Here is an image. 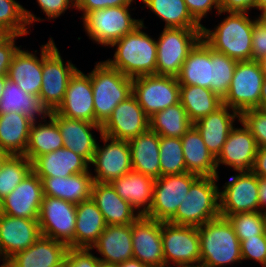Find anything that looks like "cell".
Returning <instances> with one entry per match:
<instances>
[{
  "label": "cell",
  "instance_id": "6da1fadb",
  "mask_svg": "<svg viewBox=\"0 0 266 267\" xmlns=\"http://www.w3.org/2000/svg\"><path fill=\"white\" fill-rule=\"evenodd\" d=\"M141 18V24L132 32L112 43V58L104 60L109 66L119 70L133 79L140 76L156 74L157 43L156 37L150 35L148 27Z\"/></svg>",
  "mask_w": 266,
  "mask_h": 267
},
{
  "label": "cell",
  "instance_id": "7a4b0ae2",
  "mask_svg": "<svg viewBox=\"0 0 266 267\" xmlns=\"http://www.w3.org/2000/svg\"><path fill=\"white\" fill-rule=\"evenodd\" d=\"M226 14V15H225ZM217 25L202 27V39L215 51L236 61L251 60L252 30L257 21L256 14L220 11ZM220 16H223L220 18ZM220 18V22L218 20ZM223 18V19H222Z\"/></svg>",
  "mask_w": 266,
  "mask_h": 267
},
{
  "label": "cell",
  "instance_id": "3957f363",
  "mask_svg": "<svg viewBox=\"0 0 266 267\" xmlns=\"http://www.w3.org/2000/svg\"><path fill=\"white\" fill-rule=\"evenodd\" d=\"M200 267L242 266L240 240L226 218L218 217L198 227Z\"/></svg>",
  "mask_w": 266,
  "mask_h": 267
},
{
  "label": "cell",
  "instance_id": "277c9868",
  "mask_svg": "<svg viewBox=\"0 0 266 267\" xmlns=\"http://www.w3.org/2000/svg\"><path fill=\"white\" fill-rule=\"evenodd\" d=\"M136 8L133 5H125L87 12L80 19L82 31L94 44L107 49L141 24L139 16L133 17L135 13L132 11L135 12Z\"/></svg>",
  "mask_w": 266,
  "mask_h": 267
},
{
  "label": "cell",
  "instance_id": "5b68a950",
  "mask_svg": "<svg viewBox=\"0 0 266 267\" xmlns=\"http://www.w3.org/2000/svg\"><path fill=\"white\" fill-rule=\"evenodd\" d=\"M219 180L220 176L198 177L168 222L199 227L220 217Z\"/></svg>",
  "mask_w": 266,
  "mask_h": 267
},
{
  "label": "cell",
  "instance_id": "8992f818",
  "mask_svg": "<svg viewBox=\"0 0 266 267\" xmlns=\"http://www.w3.org/2000/svg\"><path fill=\"white\" fill-rule=\"evenodd\" d=\"M94 64L88 74L93 90L95 124L102 126L114 108L132 95V79L102 59Z\"/></svg>",
  "mask_w": 266,
  "mask_h": 267
},
{
  "label": "cell",
  "instance_id": "52a82bcc",
  "mask_svg": "<svg viewBox=\"0 0 266 267\" xmlns=\"http://www.w3.org/2000/svg\"><path fill=\"white\" fill-rule=\"evenodd\" d=\"M55 43L50 35L47 42L42 44V85L39 97L50 112L56 111L62 104L69 80L79 69L72 63V59H63Z\"/></svg>",
  "mask_w": 266,
  "mask_h": 267
},
{
  "label": "cell",
  "instance_id": "ba28073f",
  "mask_svg": "<svg viewBox=\"0 0 266 267\" xmlns=\"http://www.w3.org/2000/svg\"><path fill=\"white\" fill-rule=\"evenodd\" d=\"M158 34L156 74L177 77L190 50L202 38V28H163Z\"/></svg>",
  "mask_w": 266,
  "mask_h": 267
},
{
  "label": "cell",
  "instance_id": "9c48e42d",
  "mask_svg": "<svg viewBox=\"0 0 266 267\" xmlns=\"http://www.w3.org/2000/svg\"><path fill=\"white\" fill-rule=\"evenodd\" d=\"M161 240L166 267H200L198 227L161 222Z\"/></svg>",
  "mask_w": 266,
  "mask_h": 267
},
{
  "label": "cell",
  "instance_id": "30bf717a",
  "mask_svg": "<svg viewBox=\"0 0 266 267\" xmlns=\"http://www.w3.org/2000/svg\"><path fill=\"white\" fill-rule=\"evenodd\" d=\"M233 174L219 187L220 216L260 211L259 177L252 171Z\"/></svg>",
  "mask_w": 266,
  "mask_h": 267
},
{
  "label": "cell",
  "instance_id": "8fae6325",
  "mask_svg": "<svg viewBox=\"0 0 266 267\" xmlns=\"http://www.w3.org/2000/svg\"><path fill=\"white\" fill-rule=\"evenodd\" d=\"M265 75L259 61H238L223 105L241 113L259 108L261 87Z\"/></svg>",
  "mask_w": 266,
  "mask_h": 267
},
{
  "label": "cell",
  "instance_id": "7c38bea8",
  "mask_svg": "<svg viewBox=\"0 0 266 267\" xmlns=\"http://www.w3.org/2000/svg\"><path fill=\"white\" fill-rule=\"evenodd\" d=\"M98 141L92 162L89 164L95 182L110 183L132 171L128 141L112 139L105 135H101Z\"/></svg>",
  "mask_w": 266,
  "mask_h": 267
},
{
  "label": "cell",
  "instance_id": "4fadbf2b",
  "mask_svg": "<svg viewBox=\"0 0 266 267\" xmlns=\"http://www.w3.org/2000/svg\"><path fill=\"white\" fill-rule=\"evenodd\" d=\"M132 94L150 118L155 113L180 102L177 77L147 75L132 79Z\"/></svg>",
  "mask_w": 266,
  "mask_h": 267
},
{
  "label": "cell",
  "instance_id": "5bb4252c",
  "mask_svg": "<svg viewBox=\"0 0 266 267\" xmlns=\"http://www.w3.org/2000/svg\"><path fill=\"white\" fill-rule=\"evenodd\" d=\"M38 223L42 236L75 248L76 204L44 196Z\"/></svg>",
  "mask_w": 266,
  "mask_h": 267
},
{
  "label": "cell",
  "instance_id": "9a60e30c",
  "mask_svg": "<svg viewBox=\"0 0 266 267\" xmlns=\"http://www.w3.org/2000/svg\"><path fill=\"white\" fill-rule=\"evenodd\" d=\"M198 177L185 172L155 179L152 205L145 216L160 222H168L175 215L192 183Z\"/></svg>",
  "mask_w": 266,
  "mask_h": 267
},
{
  "label": "cell",
  "instance_id": "2e32d148",
  "mask_svg": "<svg viewBox=\"0 0 266 267\" xmlns=\"http://www.w3.org/2000/svg\"><path fill=\"white\" fill-rule=\"evenodd\" d=\"M258 145L246 126L239 121L229 133L221 152L216 157L217 171L225 166L228 171H252Z\"/></svg>",
  "mask_w": 266,
  "mask_h": 267
},
{
  "label": "cell",
  "instance_id": "e0dca14e",
  "mask_svg": "<svg viewBox=\"0 0 266 267\" xmlns=\"http://www.w3.org/2000/svg\"><path fill=\"white\" fill-rule=\"evenodd\" d=\"M101 127L103 135L129 141L149 129V117L132 94L114 108L112 115Z\"/></svg>",
  "mask_w": 266,
  "mask_h": 267
},
{
  "label": "cell",
  "instance_id": "ac0fdd59",
  "mask_svg": "<svg viewBox=\"0 0 266 267\" xmlns=\"http://www.w3.org/2000/svg\"><path fill=\"white\" fill-rule=\"evenodd\" d=\"M41 235L37 219L0 213V262L5 264L15 254L34 244Z\"/></svg>",
  "mask_w": 266,
  "mask_h": 267
},
{
  "label": "cell",
  "instance_id": "d6986e66",
  "mask_svg": "<svg viewBox=\"0 0 266 267\" xmlns=\"http://www.w3.org/2000/svg\"><path fill=\"white\" fill-rule=\"evenodd\" d=\"M50 117L59 127L64 147L80 155L90 164L97 147V140L103 135L101 125L63 117L56 111H52Z\"/></svg>",
  "mask_w": 266,
  "mask_h": 267
},
{
  "label": "cell",
  "instance_id": "ffe728a7",
  "mask_svg": "<svg viewBox=\"0 0 266 267\" xmlns=\"http://www.w3.org/2000/svg\"><path fill=\"white\" fill-rule=\"evenodd\" d=\"M133 258L148 267H166L161 240V222L140 216L132 223Z\"/></svg>",
  "mask_w": 266,
  "mask_h": 267
},
{
  "label": "cell",
  "instance_id": "44dd1931",
  "mask_svg": "<svg viewBox=\"0 0 266 267\" xmlns=\"http://www.w3.org/2000/svg\"><path fill=\"white\" fill-rule=\"evenodd\" d=\"M42 180L31 171L1 202V213L13 217L39 219L43 200Z\"/></svg>",
  "mask_w": 266,
  "mask_h": 267
},
{
  "label": "cell",
  "instance_id": "7402d4cb",
  "mask_svg": "<svg viewBox=\"0 0 266 267\" xmlns=\"http://www.w3.org/2000/svg\"><path fill=\"white\" fill-rule=\"evenodd\" d=\"M56 112L63 117L95 123L91 77L78 69L70 78L64 101Z\"/></svg>",
  "mask_w": 266,
  "mask_h": 267
},
{
  "label": "cell",
  "instance_id": "603a6c76",
  "mask_svg": "<svg viewBox=\"0 0 266 267\" xmlns=\"http://www.w3.org/2000/svg\"><path fill=\"white\" fill-rule=\"evenodd\" d=\"M240 121V113L226 105L200 118L193 126L199 131L208 150L216 158L231 130Z\"/></svg>",
  "mask_w": 266,
  "mask_h": 267
},
{
  "label": "cell",
  "instance_id": "cb8c5ba5",
  "mask_svg": "<svg viewBox=\"0 0 266 267\" xmlns=\"http://www.w3.org/2000/svg\"><path fill=\"white\" fill-rule=\"evenodd\" d=\"M68 248L62 242L41 235L29 248L11 257L5 267H61Z\"/></svg>",
  "mask_w": 266,
  "mask_h": 267
},
{
  "label": "cell",
  "instance_id": "d4e9b609",
  "mask_svg": "<svg viewBox=\"0 0 266 267\" xmlns=\"http://www.w3.org/2000/svg\"><path fill=\"white\" fill-rule=\"evenodd\" d=\"M39 49L31 51L21 46L12 58L7 74L22 90L35 96H39L42 85V44Z\"/></svg>",
  "mask_w": 266,
  "mask_h": 267
},
{
  "label": "cell",
  "instance_id": "484cf974",
  "mask_svg": "<svg viewBox=\"0 0 266 267\" xmlns=\"http://www.w3.org/2000/svg\"><path fill=\"white\" fill-rule=\"evenodd\" d=\"M91 250H96L94 253L99 260L111 264L132 259V224L107 225Z\"/></svg>",
  "mask_w": 266,
  "mask_h": 267
},
{
  "label": "cell",
  "instance_id": "4316f807",
  "mask_svg": "<svg viewBox=\"0 0 266 267\" xmlns=\"http://www.w3.org/2000/svg\"><path fill=\"white\" fill-rule=\"evenodd\" d=\"M116 193L127 201L140 216H145L151 208L155 179L136 171L110 182Z\"/></svg>",
  "mask_w": 266,
  "mask_h": 267
},
{
  "label": "cell",
  "instance_id": "83f0119b",
  "mask_svg": "<svg viewBox=\"0 0 266 267\" xmlns=\"http://www.w3.org/2000/svg\"><path fill=\"white\" fill-rule=\"evenodd\" d=\"M92 200L104 216L107 225H128L140 215L127 201L122 199L110 183H93Z\"/></svg>",
  "mask_w": 266,
  "mask_h": 267
},
{
  "label": "cell",
  "instance_id": "f1b7e54d",
  "mask_svg": "<svg viewBox=\"0 0 266 267\" xmlns=\"http://www.w3.org/2000/svg\"><path fill=\"white\" fill-rule=\"evenodd\" d=\"M89 170V163L72 150L62 147L32 161V171L38 177H68Z\"/></svg>",
  "mask_w": 266,
  "mask_h": 267
},
{
  "label": "cell",
  "instance_id": "f546056e",
  "mask_svg": "<svg viewBox=\"0 0 266 267\" xmlns=\"http://www.w3.org/2000/svg\"><path fill=\"white\" fill-rule=\"evenodd\" d=\"M42 180L43 194L53 198L79 204L89 200L94 183L90 169L87 172L68 177H39Z\"/></svg>",
  "mask_w": 266,
  "mask_h": 267
},
{
  "label": "cell",
  "instance_id": "4dcf8cb0",
  "mask_svg": "<svg viewBox=\"0 0 266 267\" xmlns=\"http://www.w3.org/2000/svg\"><path fill=\"white\" fill-rule=\"evenodd\" d=\"M10 112L22 113L33 122L44 121L51 113L39 96L26 93L8 78L0 98V114Z\"/></svg>",
  "mask_w": 266,
  "mask_h": 267
},
{
  "label": "cell",
  "instance_id": "1f68e13d",
  "mask_svg": "<svg viewBox=\"0 0 266 267\" xmlns=\"http://www.w3.org/2000/svg\"><path fill=\"white\" fill-rule=\"evenodd\" d=\"M187 172L199 177H218L216 158L208 150L199 131L192 125L181 137Z\"/></svg>",
  "mask_w": 266,
  "mask_h": 267
},
{
  "label": "cell",
  "instance_id": "d6a6232c",
  "mask_svg": "<svg viewBox=\"0 0 266 267\" xmlns=\"http://www.w3.org/2000/svg\"><path fill=\"white\" fill-rule=\"evenodd\" d=\"M132 170L157 179L161 176L160 136L150 128L128 141Z\"/></svg>",
  "mask_w": 266,
  "mask_h": 267
},
{
  "label": "cell",
  "instance_id": "836d02e7",
  "mask_svg": "<svg viewBox=\"0 0 266 267\" xmlns=\"http://www.w3.org/2000/svg\"><path fill=\"white\" fill-rule=\"evenodd\" d=\"M180 85L210 89L211 47L201 38L190 50L177 76Z\"/></svg>",
  "mask_w": 266,
  "mask_h": 267
},
{
  "label": "cell",
  "instance_id": "e575fe53",
  "mask_svg": "<svg viewBox=\"0 0 266 267\" xmlns=\"http://www.w3.org/2000/svg\"><path fill=\"white\" fill-rule=\"evenodd\" d=\"M106 226L104 216L92 198L76 204L75 248L91 249Z\"/></svg>",
  "mask_w": 266,
  "mask_h": 267
},
{
  "label": "cell",
  "instance_id": "d590c367",
  "mask_svg": "<svg viewBox=\"0 0 266 267\" xmlns=\"http://www.w3.org/2000/svg\"><path fill=\"white\" fill-rule=\"evenodd\" d=\"M32 123L22 113L0 114V148L24 156Z\"/></svg>",
  "mask_w": 266,
  "mask_h": 267
},
{
  "label": "cell",
  "instance_id": "8d00e7d4",
  "mask_svg": "<svg viewBox=\"0 0 266 267\" xmlns=\"http://www.w3.org/2000/svg\"><path fill=\"white\" fill-rule=\"evenodd\" d=\"M62 147H64V142L59 127L49 116L44 121L32 123L24 156L32 162L36 157Z\"/></svg>",
  "mask_w": 266,
  "mask_h": 267
},
{
  "label": "cell",
  "instance_id": "74e56055",
  "mask_svg": "<svg viewBox=\"0 0 266 267\" xmlns=\"http://www.w3.org/2000/svg\"><path fill=\"white\" fill-rule=\"evenodd\" d=\"M142 10L148 9L156 18L164 22V28H202L189 13L184 0H139Z\"/></svg>",
  "mask_w": 266,
  "mask_h": 267
},
{
  "label": "cell",
  "instance_id": "f35d334b",
  "mask_svg": "<svg viewBox=\"0 0 266 267\" xmlns=\"http://www.w3.org/2000/svg\"><path fill=\"white\" fill-rule=\"evenodd\" d=\"M179 99L193 124L223 105V99L201 86L180 85Z\"/></svg>",
  "mask_w": 266,
  "mask_h": 267
},
{
  "label": "cell",
  "instance_id": "ab89813d",
  "mask_svg": "<svg viewBox=\"0 0 266 267\" xmlns=\"http://www.w3.org/2000/svg\"><path fill=\"white\" fill-rule=\"evenodd\" d=\"M192 125L180 102L149 118V128L161 137L181 138Z\"/></svg>",
  "mask_w": 266,
  "mask_h": 267
},
{
  "label": "cell",
  "instance_id": "60d3db41",
  "mask_svg": "<svg viewBox=\"0 0 266 267\" xmlns=\"http://www.w3.org/2000/svg\"><path fill=\"white\" fill-rule=\"evenodd\" d=\"M32 171V162L23 155H10L0 169V201Z\"/></svg>",
  "mask_w": 266,
  "mask_h": 267
},
{
  "label": "cell",
  "instance_id": "b9f144b4",
  "mask_svg": "<svg viewBox=\"0 0 266 267\" xmlns=\"http://www.w3.org/2000/svg\"><path fill=\"white\" fill-rule=\"evenodd\" d=\"M237 62L235 59L211 48L210 90L221 99H224L228 93Z\"/></svg>",
  "mask_w": 266,
  "mask_h": 267
},
{
  "label": "cell",
  "instance_id": "7bdbcfd3",
  "mask_svg": "<svg viewBox=\"0 0 266 267\" xmlns=\"http://www.w3.org/2000/svg\"><path fill=\"white\" fill-rule=\"evenodd\" d=\"M159 154L161 176L187 172L181 138L160 136Z\"/></svg>",
  "mask_w": 266,
  "mask_h": 267
},
{
  "label": "cell",
  "instance_id": "ee69618b",
  "mask_svg": "<svg viewBox=\"0 0 266 267\" xmlns=\"http://www.w3.org/2000/svg\"><path fill=\"white\" fill-rule=\"evenodd\" d=\"M0 25L13 35L27 37L33 33L25 16V7L17 0H0Z\"/></svg>",
  "mask_w": 266,
  "mask_h": 267
},
{
  "label": "cell",
  "instance_id": "f6af8a7d",
  "mask_svg": "<svg viewBox=\"0 0 266 267\" xmlns=\"http://www.w3.org/2000/svg\"><path fill=\"white\" fill-rule=\"evenodd\" d=\"M240 242L255 235H266V213L244 212L227 216Z\"/></svg>",
  "mask_w": 266,
  "mask_h": 267
},
{
  "label": "cell",
  "instance_id": "bcb514c9",
  "mask_svg": "<svg viewBox=\"0 0 266 267\" xmlns=\"http://www.w3.org/2000/svg\"><path fill=\"white\" fill-rule=\"evenodd\" d=\"M36 5L40 8V13L43 12L45 18L37 16L32 10L25 7V16L30 28H35V24L45 21L54 22L56 19H61L66 12L75 10V0H35ZM61 16V17H60Z\"/></svg>",
  "mask_w": 266,
  "mask_h": 267
},
{
  "label": "cell",
  "instance_id": "7dc6e473",
  "mask_svg": "<svg viewBox=\"0 0 266 267\" xmlns=\"http://www.w3.org/2000/svg\"><path fill=\"white\" fill-rule=\"evenodd\" d=\"M240 121L254 136L258 147H266V110L252 108L240 113Z\"/></svg>",
  "mask_w": 266,
  "mask_h": 267
},
{
  "label": "cell",
  "instance_id": "c3c4849f",
  "mask_svg": "<svg viewBox=\"0 0 266 267\" xmlns=\"http://www.w3.org/2000/svg\"><path fill=\"white\" fill-rule=\"evenodd\" d=\"M242 261L266 267V235H255L240 242ZM256 263V264H255Z\"/></svg>",
  "mask_w": 266,
  "mask_h": 267
},
{
  "label": "cell",
  "instance_id": "681fc988",
  "mask_svg": "<svg viewBox=\"0 0 266 267\" xmlns=\"http://www.w3.org/2000/svg\"><path fill=\"white\" fill-rule=\"evenodd\" d=\"M187 6V9L191 16L203 26L204 22H207L204 19H209V15L213 12L216 16L220 11V0H184ZM210 13V14H209ZM204 18V19H203Z\"/></svg>",
  "mask_w": 266,
  "mask_h": 267
},
{
  "label": "cell",
  "instance_id": "f907efd6",
  "mask_svg": "<svg viewBox=\"0 0 266 267\" xmlns=\"http://www.w3.org/2000/svg\"><path fill=\"white\" fill-rule=\"evenodd\" d=\"M98 260L91 249L69 247L61 267H95Z\"/></svg>",
  "mask_w": 266,
  "mask_h": 267
},
{
  "label": "cell",
  "instance_id": "816d5d0a",
  "mask_svg": "<svg viewBox=\"0 0 266 267\" xmlns=\"http://www.w3.org/2000/svg\"><path fill=\"white\" fill-rule=\"evenodd\" d=\"M139 3V0H75V12H80L81 19L87 12L103 9L107 7L134 5Z\"/></svg>",
  "mask_w": 266,
  "mask_h": 267
},
{
  "label": "cell",
  "instance_id": "f5cc1de1",
  "mask_svg": "<svg viewBox=\"0 0 266 267\" xmlns=\"http://www.w3.org/2000/svg\"><path fill=\"white\" fill-rule=\"evenodd\" d=\"M25 36L12 35L4 44L0 46V76L7 75L12 58L17 50L23 45H17V41Z\"/></svg>",
  "mask_w": 266,
  "mask_h": 267
},
{
  "label": "cell",
  "instance_id": "db71d44e",
  "mask_svg": "<svg viewBox=\"0 0 266 267\" xmlns=\"http://www.w3.org/2000/svg\"><path fill=\"white\" fill-rule=\"evenodd\" d=\"M266 57V28L256 21L252 30L251 60L261 61Z\"/></svg>",
  "mask_w": 266,
  "mask_h": 267
},
{
  "label": "cell",
  "instance_id": "11a10c76",
  "mask_svg": "<svg viewBox=\"0 0 266 267\" xmlns=\"http://www.w3.org/2000/svg\"><path fill=\"white\" fill-rule=\"evenodd\" d=\"M220 9L225 12H245L255 14L256 0H220Z\"/></svg>",
  "mask_w": 266,
  "mask_h": 267
},
{
  "label": "cell",
  "instance_id": "9f6ffc18",
  "mask_svg": "<svg viewBox=\"0 0 266 267\" xmlns=\"http://www.w3.org/2000/svg\"><path fill=\"white\" fill-rule=\"evenodd\" d=\"M252 172L259 178H266V147H258Z\"/></svg>",
  "mask_w": 266,
  "mask_h": 267
},
{
  "label": "cell",
  "instance_id": "6f0895ef",
  "mask_svg": "<svg viewBox=\"0 0 266 267\" xmlns=\"http://www.w3.org/2000/svg\"><path fill=\"white\" fill-rule=\"evenodd\" d=\"M260 211L266 213V178H259Z\"/></svg>",
  "mask_w": 266,
  "mask_h": 267
},
{
  "label": "cell",
  "instance_id": "680465c9",
  "mask_svg": "<svg viewBox=\"0 0 266 267\" xmlns=\"http://www.w3.org/2000/svg\"><path fill=\"white\" fill-rule=\"evenodd\" d=\"M117 267H148V266L144 265L139 260L132 258L123 263L117 264Z\"/></svg>",
  "mask_w": 266,
  "mask_h": 267
},
{
  "label": "cell",
  "instance_id": "91938a15",
  "mask_svg": "<svg viewBox=\"0 0 266 267\" xmlns=\"http://www.w3.org/2000/svg\"><path fill=\"white\" fill-rule=\"evenodd\" d=\"M259 108L266 110V77L264 78L263 84L261 87V96H260Z\"/></svg>",
  "mask_w": 266,
  "mask_h": 267
},
{
  "label": "cell",
  "instance_id": "94428289",
  "mask_svg": "<svg viewBox=\"0 0 266 267\" xmlns=\"http://www.w3.org/2000/svg\"><path fill=\"white\" fill-rule=\"evenodd\" d=\"M12 35L13 34L8 29L0 25V46L4 44Z\"/></svg>",
  "mask_w": 266,
  "mask_h": 267
},
{
  "label": "cell",
  "instance_id": "6125c7cd",
  "mask_svg": "<svg viewBox=\"0 0 266 267\" xmlns=\"http://www.w3.org/2000/svg\"><path fill=\"white\" fill-rule=\"evenodd\" d=\"M256 18H257V21L266 28V9L257 12Z\"/></svg>",
  "mask_w": 266,
  "mask_h": 267
},
{
  "label": "cell",
  "instance_id": "be15d7a7",
  "mask_svg": "<svg viewBox=\"0 0 266 267\" xmlns=\"http://www.w3.org/2000/svg\"><path fill=\"white\" fill-rule=\"evenodd\" d=\"M9 156L10 154L7 151L0 148V169L2 168L3 163L7 160Z\"/></svg>",
  "mask_w": 266,
  "mask_h": 267
},
{
  "label": "cell",
  "instance_id": "e7e4bbea",
  "mask_svg": "<svg viewBox=\"0 0 266 267\" xmlns=\"http://www.w3.org/2000/svg\"><path fill=\"white\" fill-rule=\"evenodd\" d=\"M266 9V0H256V12Z\"/></svg>",
  "mask_w": 266,
  "mask_h": 267
},
{
  "label": "cell",
  "instance_id": "03108f58",
  "mask_svg": "<svg viewBox=\"0 0 266 267\" xmlns=\"http://www.w3.org/2000/svg\"><path fill=\"white\" fill-rule=\"evenodd\" d=\"M95 267H117V265L111 264L109 262H104V261L98 260Z\"/></svg>",
  "mask_w": 266,
  "mask_h": 267
},
{
  "label": "cell",
  "instance_id": "003e7915",
  "mask_svg": "<svg viewBox=\"0 0 266 267\" xmlns=\"http://www.w3.org/2000/svg\"><path fill=\"white\" fill-rule=\"evenodd\" d=\"M7 79H8L7 75L0 76V98H1L2 91L4 90L5 81Z\"/></svg>",
  "mask_w": 266,
  "mask_h": 267
},
{
  "label": "cell",
  "instance_id": "a7ac6f4b",
  "mask_svg": "<svg viewBox=\"0 0 266 267\" xmlns=\"http://www.w3.org/2000/svg\"><path fill=\"white\" fill-rule=\"evenodd\" d=\"M260 62V65H261V67H262V71H263V73H264V75H265V77H266V57L265 58H263L261 61H259Z\"/></svg>",
  "mask_w": 266,
  "mask_h": 267
},
{
  "label": "cell",
  "instance_id": "89a4df30",
  "mask_svg": "<svg viewBox=\"0 0 266 267\" xmlns=\"http://www.w3.org/2000/svg\"><path fill=\"white\" fill-rule=\"evenodd\" d=\"M0 263H2V262H0ZM0 267H5V264L4 263L0 264Z\"/></svg>",
  "mask_w": 266,
  "mask_h": 267
}]
</instances>
